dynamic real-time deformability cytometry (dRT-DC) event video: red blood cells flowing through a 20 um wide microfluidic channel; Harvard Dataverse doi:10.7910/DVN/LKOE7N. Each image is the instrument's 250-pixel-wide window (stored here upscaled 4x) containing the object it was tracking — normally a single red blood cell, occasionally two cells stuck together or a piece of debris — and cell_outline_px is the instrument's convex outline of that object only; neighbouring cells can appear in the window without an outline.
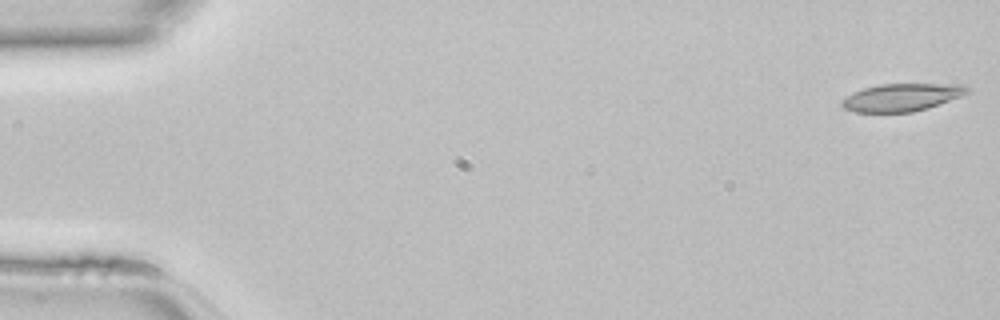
{"species": "common noctule bat (a hibernating species)", "species_latin": "Nyctalus noctula", "temperature_condition": "room temperature", "stored_images_in_passage": 46, "camera_frame_rate_fps": 3000, "um_per_image_px": 0.085, "animal": {"sex": "female", "body_mass_g": 22.7, "forearm_length_mm": 54.2}, "frame": {"image": 1, "passage_image": 1, "time_ms": 0.0, "image_size_px": [1000, 320], "cell_outline_px": [[972, 92], [928, 108], [912, 112], [856, 112], [844, 108], [840, 104], [840, 100], [864, 88], [880, 84], [960, 84], [968, 88]], "centroid_in_image_um": [76.67, 8.27], "position_along_channel_um": 8.3, "area_um2": 20.06}}
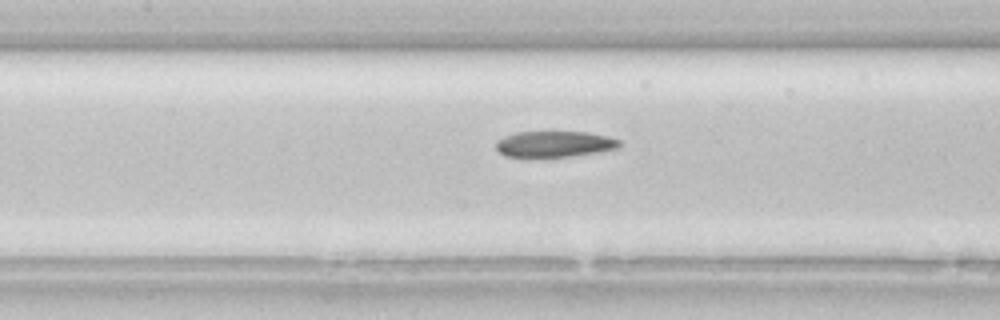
{"frame": {"image": 2, "passage_image": 21, "time_ms": 6.667, "image_size_px": [1000, 320], "cell_outline_px": [[620, 148], [600, 152], [572, 156], [504, 156], [496, 148], [496, 140], [504, 136], [516, 132], [588, 132], [608, 136], [620, 140]], "centroid_in_image_um": [47.16, 12.23], "position_along_channel_um": 160.2, "area_um2": 18.67}}
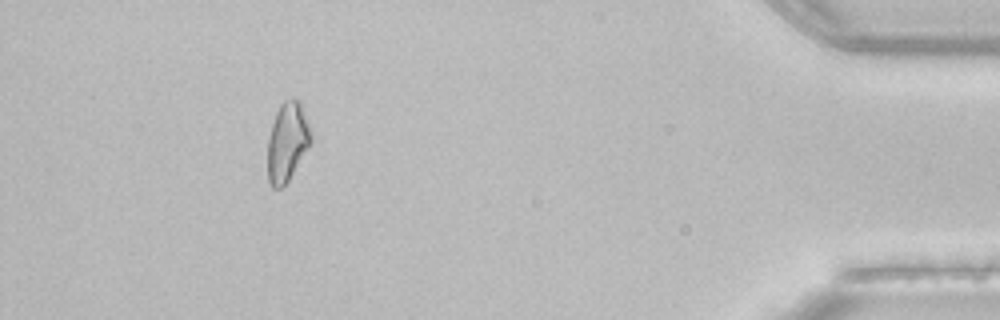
{"frame": {"image": 3, "passage_image": 42, "time_ms": 13.667, "image_size_px": [1000, 320], "cell_outline_px": [[312, 140], [308, 148], [288, 180], [280, 188], [272, 188], [268, 180], [268, 136], [276, 112], [280, 104], [284, 100], [300, 100], [312, 136]], "centroid_in_image_um": [24.41, 12.06], "position_along_channel_um": 410.8, "area_um2": 19.65}}